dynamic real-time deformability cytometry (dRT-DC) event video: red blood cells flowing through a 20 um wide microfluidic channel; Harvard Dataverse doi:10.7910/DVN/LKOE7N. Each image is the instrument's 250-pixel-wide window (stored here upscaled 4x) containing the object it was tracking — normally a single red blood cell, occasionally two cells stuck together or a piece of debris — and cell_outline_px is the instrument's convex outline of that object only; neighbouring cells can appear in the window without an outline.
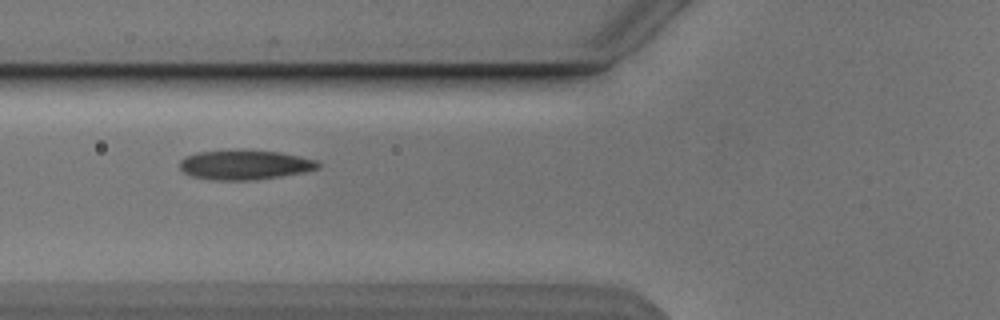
{"species": "Egyptian fruit bat (a non-hibernating species)", "species_latin": "Rousettus aegyptiacus", "temperature_condition": "cold", "stored_images_in_passage": 15, "segment_of_instrument_passage": [1, 2], "camera_frame_rate_fps": 3000, "um_per_image_px": 0.085, "animal": {"sex": "male"}, "frame": {"image": 1, "passage_image": 5, "time_ms": 5.667, "image_size_px": [1000, 320], "cell_outline_px": [[320, 168], [308, 172], [252, 180], [212, 180], [192, 176], [184, 172], [180, 168], [180, 160], [184, 156], [196, 152], [280, 152], [320, 160]], "centroid_in_image_um": [20.86, 14.04], "position_along_channel_um": 104.9, "area_um2": 23.41}}
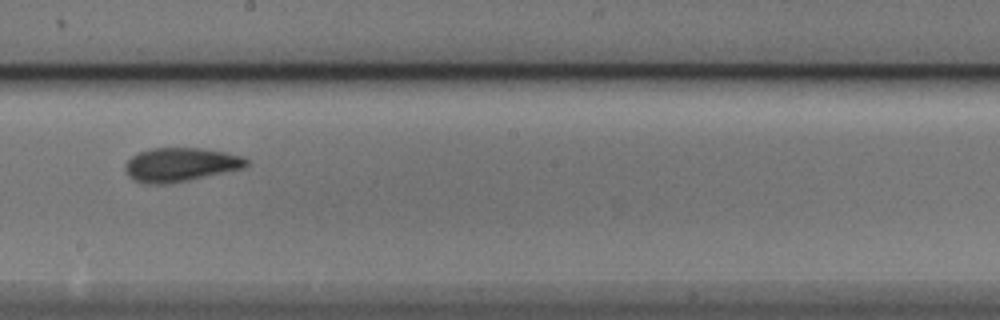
{"frame": {"image": 2, "passage_image": 8, "time_ms": 9.0, "image_size_px": [1000, 320], "cell_outline_px": [[248, 164], [244, 168], [164, 184], [148, 184], [136, 180], [128, 176], [124, 168], [124, 164], [132, 156], [140, 152], [152, 148], [204, 148], [244, 156], [248, 160]], "centroid_in_image_um": [15.33, 13.97], "position_along_channel_um": 232.9, "area_um2": 23.58}}
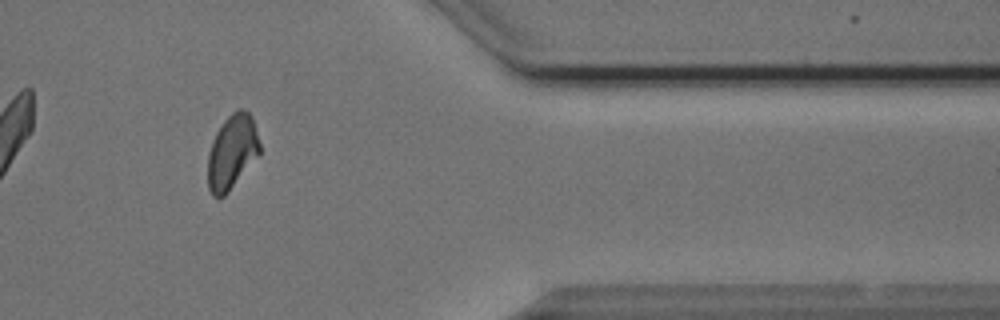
{"frame": {"image": 3, "passage_image": 12, "time_ms": 13.667, "image_size_px": [1000, 320], "cell_outline_px": [[260, 156], [228, 192], [224, 196], [212, 196], [208, 188], [208, 152], [212, 140], [216, 132], [224, 120], [236, 108], [240, 108], [248, 112], [252, 116], [260, 144]], "centroid_in_image_um": [19.73, 12.91], "position_along_channel_um": 391.7, "area_um2": 22.77}}